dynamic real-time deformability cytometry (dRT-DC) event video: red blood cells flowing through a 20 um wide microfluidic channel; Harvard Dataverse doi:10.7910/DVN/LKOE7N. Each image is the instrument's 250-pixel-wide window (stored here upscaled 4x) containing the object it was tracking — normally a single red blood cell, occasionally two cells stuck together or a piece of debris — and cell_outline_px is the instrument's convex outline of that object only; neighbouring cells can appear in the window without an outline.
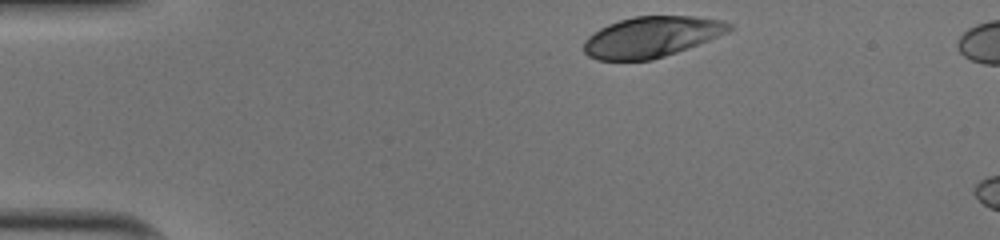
{"species": "human", "species_latin": "Homo sapiens", "temperature_condition": "cold", "stored_images_in_passage": 7, "camera_frame_rate_fps": 3000, "um_per_image_px": 0.085, "donor": {"sex": "male"}, "frame": {"image": 1, "passage_image": 1, "time_ms": 0.0, "image_size_px": [1000, 240], "cell_outline_px": [[732, 28], [728, 32], [688, 48], [652, 60], [596, 60], [588, 56], [584, 52], [584, 40], [588, 36], [600, 28], [608, 24], [632, 16], [692, 16], [724, 20], [732, 24]], "centroid_in_image_um": [55.37, 3.13], "position_along_channel_um": 29.6, "area_um2": 34.45}}